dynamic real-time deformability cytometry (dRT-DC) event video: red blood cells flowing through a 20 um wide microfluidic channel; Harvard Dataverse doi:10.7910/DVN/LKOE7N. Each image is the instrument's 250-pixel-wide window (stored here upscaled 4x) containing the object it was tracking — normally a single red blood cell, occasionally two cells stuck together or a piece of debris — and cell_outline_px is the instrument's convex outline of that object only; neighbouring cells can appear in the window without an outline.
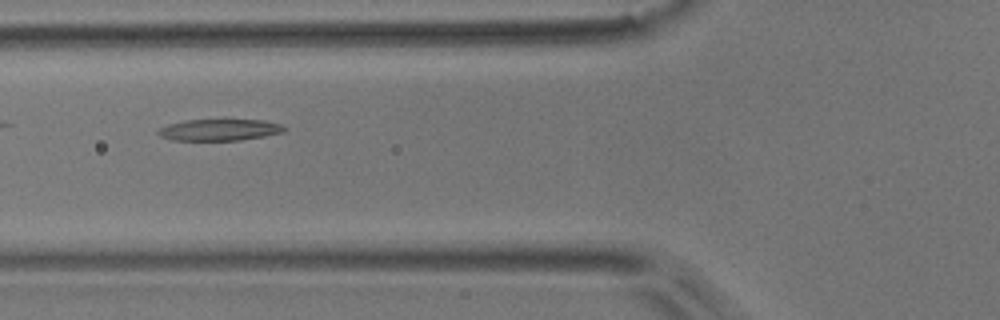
{"species": "common noctule bat (a hibernating species)", "species_latin": "Nyctalus noctula", "temperature_condition": "room temperature", "stored_images_in_passage": 5, "camera_frame_rate_fps": 3000, "um_per_image_px": 0.085, "animal": {"sex": "male", "body_mass_g": 17.9}, "frame": {"image": 1, "passage_image": 3, "time_ms": 0.667, "image_size_px": [1000, 320], "cell_outline_px": [[288, 128], [284, 132], [264, 136], [240, 140], [172, 140], [160, 136], [156, 132], [160, 128], [168, 124], [184, 120], [264, 120], [280, 124]], "centroid_in_image_um": [18.66, 11.03], "position_along_channel_um": 107.1, "area_um2": 15.78}}
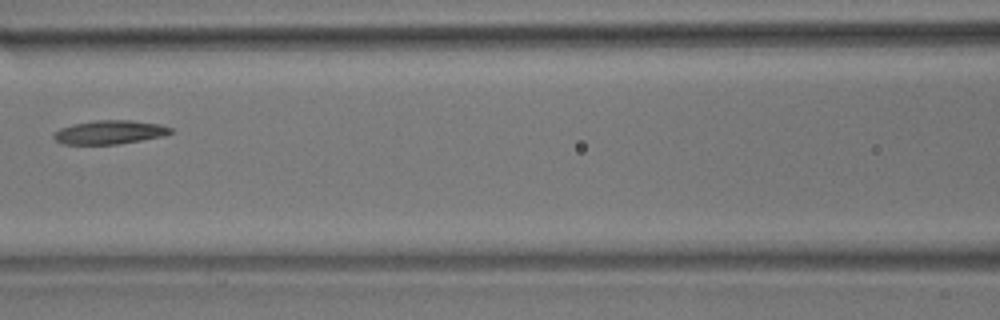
{"frame": {"image": 2, "passage_image": 4, "time_ms": 1.0, "image_size_px": [1000, 320], "cell_outline_px": [[172, 132], [164, 136], [116, 144], [64, 144], [56, 140], [52, 136], [60, 128], [72, 124], [96, 120], [132, 120], [160, 124], [172, 128]], "centroid_in_image_um": [9.33, 11.23], "position_along_channel_um": 157.3, "area_um2": 16.07}}
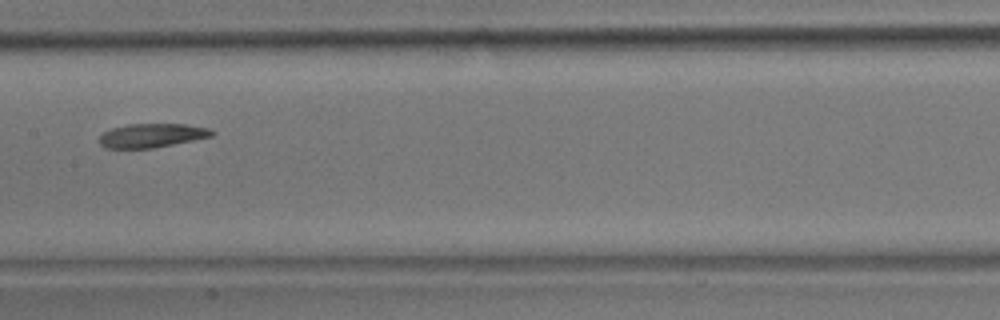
{"frame": {"image": 3, "passage_image": 5, "time_ms": 1.333, "image_size_px": [1000, 320], "cell_outline_px": [[216, 132], [212, 136], [152, 148], [108, 148], [100, 144], [100, 136], [104, 132], [112, 128], [128, 124], [184, 124], [208, 128]], "centroid_in_image_um": [12.91, 11.51], "position_along_channel_um": 194.5, "area_um2": 15.43}}